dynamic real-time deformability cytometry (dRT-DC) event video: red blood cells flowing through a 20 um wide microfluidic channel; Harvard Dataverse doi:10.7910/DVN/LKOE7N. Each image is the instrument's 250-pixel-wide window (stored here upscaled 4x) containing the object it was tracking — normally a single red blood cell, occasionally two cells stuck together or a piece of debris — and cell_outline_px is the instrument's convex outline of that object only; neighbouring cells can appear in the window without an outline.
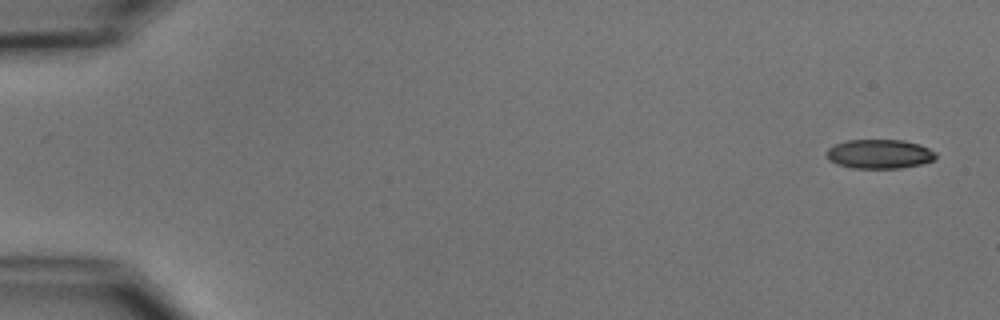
{"species": "common noctule bat (a hibernating species)", "species_latin": "Nyctalus noctula", "temperature_condition": "cold", "stored_images_in_passage": 5, "camera_frame_rate_fps": 3000, "um_per_image_px": 0.085, "animal": {"sex": "male", "body_mass_g": 15.6}, "frame": {"image": 1, "passage_image": 1, "time_ms": 0.0, "image_size_px": [1000, 320], "cell_outline_px": [[936, 156], [932, 160], [920, 164], [900, 168], [852, 168], [836, 164], [828, 160], [824, 152], [828, 148], [836, 144], [848, 140], [904, 140], [920, 144], [936, 152]], "centroid_in_image_um": [74.71, 13.09], "position_along_channel_um": 10.3, "area_um2": 18.67}}
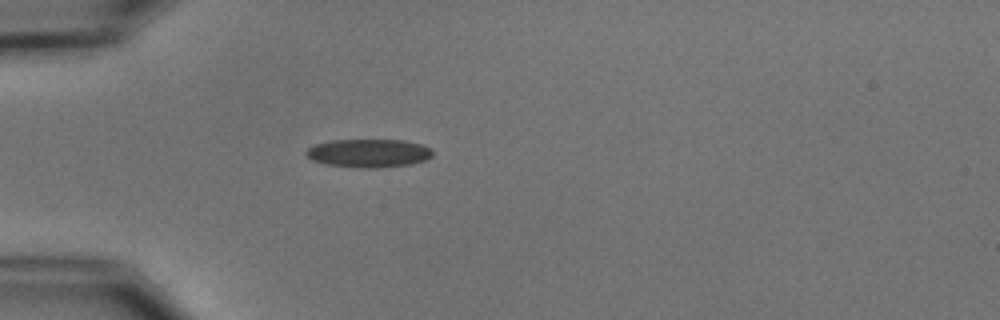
{"frame": {"image": 2, "passage_image": 5, "time_ms": 4.667, "image_size_px": [1000, 320], "cell_outline_px": [[432, 156], [424, 160], [412, 164], [376, 168], [364, 168], [328, 164], [312, 160], [304, 152], [308, 148], [316, 144], [332, 140], [404, 140], [420, 144], [432, 148]], "centroid_in_image_um": [31.36, 13.01], "position_along_channel_um": 53.6, "area_um2": 20.75}}